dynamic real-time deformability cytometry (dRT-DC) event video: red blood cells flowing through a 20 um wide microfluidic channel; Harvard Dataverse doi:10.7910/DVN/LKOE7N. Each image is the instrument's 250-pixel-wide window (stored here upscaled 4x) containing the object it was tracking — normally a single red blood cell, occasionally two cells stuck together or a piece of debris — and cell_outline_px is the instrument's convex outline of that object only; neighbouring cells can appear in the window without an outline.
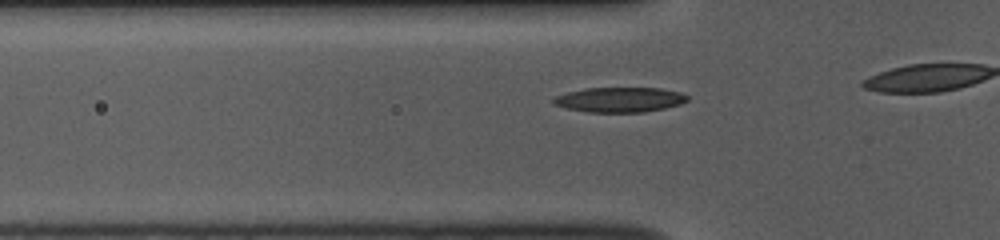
{"species": "common noctule bat (a hibernating species)", "species_latin": "Nyctalus noctula", "temperature_condition": "room temperature", "stored_images_in_passage": 18, "camera_frame_rate_fps": 3000, "um_per_image_px": 0.085, "animal": {"sex": "female", "body_mass_g": 10.0, "forearm_length_mm": 53.1}, "frame": {"image": 1, "passage_image": 13, "time_ms": 4.0, "image_size_px": [1000, 240], "cell_outline_px": [[688, 100], [680, 104], [664, 108], [644, 112], [588, 112], [568, 108], [552, 104], [552, 100], [556, 96], [568, 92], [584, 88], [660, 88], [680, 92], [688, 96]], "centroid_in_image_um": [52.67, 8.47], "position_along_channel_um": 73.1, "area_um2": 19.36}}